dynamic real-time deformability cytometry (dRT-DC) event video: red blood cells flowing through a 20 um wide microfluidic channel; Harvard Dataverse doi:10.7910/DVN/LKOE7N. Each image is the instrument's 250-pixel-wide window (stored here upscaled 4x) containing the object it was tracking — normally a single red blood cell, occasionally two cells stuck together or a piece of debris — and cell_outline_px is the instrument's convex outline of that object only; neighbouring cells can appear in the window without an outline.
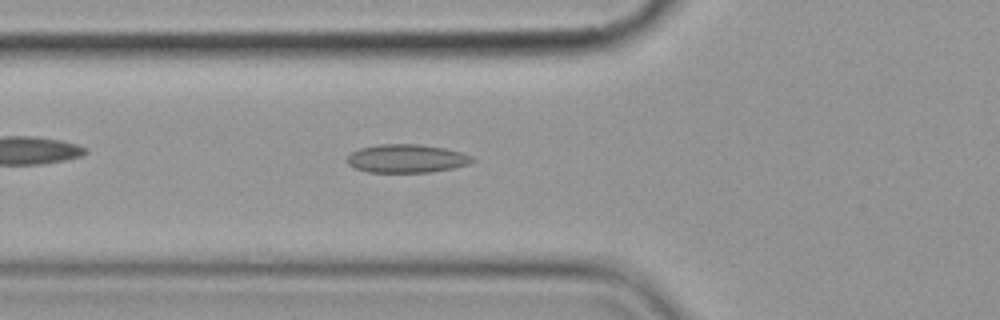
{"species": "common noctule bat (a hibernating species)", "species_latin": "Nyctalus noctula", "temperature_condition": "cold", "stored_images_in_passage": 3, "camera_frame_rate_fps": 3000, "um_per_image_px": 0.085, "animal": {"sex": "female", "body_mass_g": 19.9}, "frame": {"image": 1, "passage_image": 3, "time_ms": 2.333, "image_size_px": [1000, 320], "cell_outline_px": [[476, 160], [468, 164], [452, 168], [432, 172], [368, 172], [356, 168], [348, 164], [348, 156], [352, 152], [360, 148], [380, 144], [420, 144], [444, 148], [460, 152], [472, 156]], "centroid_in_image_um": [34.58, 13.47], "position_along_channel_um": 91.2, "area_um2": 20.58}}